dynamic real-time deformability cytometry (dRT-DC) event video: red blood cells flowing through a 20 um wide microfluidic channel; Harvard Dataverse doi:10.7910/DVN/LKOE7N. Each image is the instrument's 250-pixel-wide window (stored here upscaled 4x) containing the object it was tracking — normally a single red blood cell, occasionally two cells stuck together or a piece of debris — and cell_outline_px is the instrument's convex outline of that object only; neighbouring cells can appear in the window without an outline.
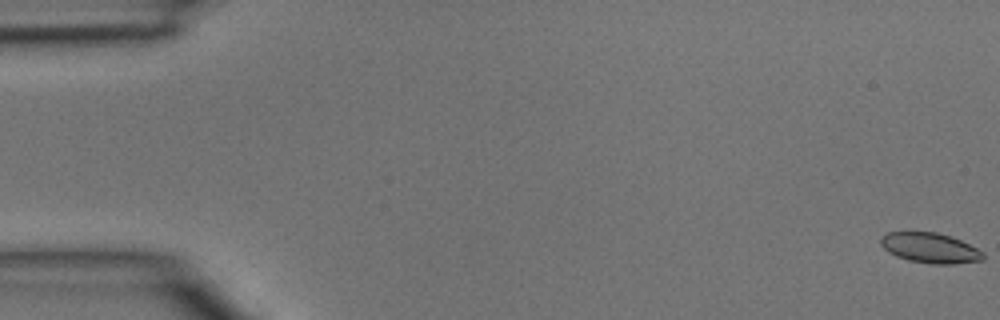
{"species": "common noctule bat (a hibernating species)", "species_latin": "Nyctalus noctula", "temperature_condition": "room temperature", "stored_images_in_passage": 47, "camera_frame_rate_fps": 3000, "um_per_image_px": 0.085, "animal": {"sex": "male", "body_mass_g": 15.6}, "frame": {"image": 1, "passage_image": 1, "time_ms": 0.0, "image_size_px": [1000, 320], "cell_outline_px": [[984, 260], [952, 264], [932, 264], [908, 260], [896, 256], [888, 252], [880, 244], [880, 236], [888, 232], [936, 232], [952, 236], [984, 252]], "centroid_in_image_um": [79.05, 21.07], "position_along_channel_um": 6.0, "area_um2": 18.09}}
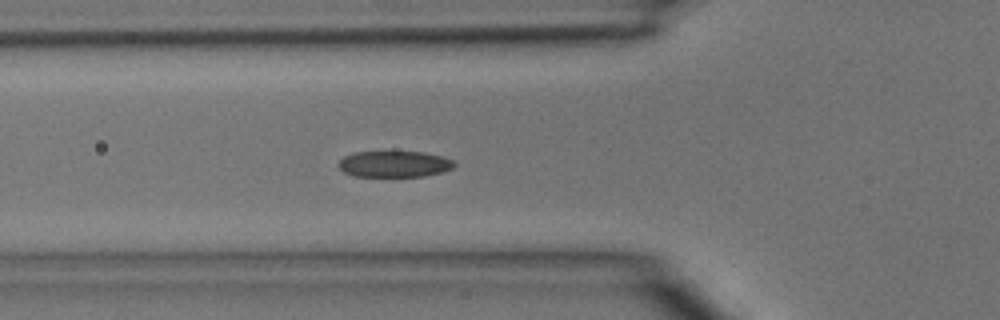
{"frame": {"image": 2, "passage_image": 17, "time_ms": 5.333, "image_size_px": [1000, 320], "cell_outline_px": [[456, 164], [452, 168], [444, 172], [424, 176], [352, 176], [344, 172], [336, 164], [344, 156], [352, 152], [424, 152], [440, 156], [452, 160]], "centroid_in_image_um": [33.49, 13.94], "position_along_channel_um": 92.3, "area_um2": 17.69}}
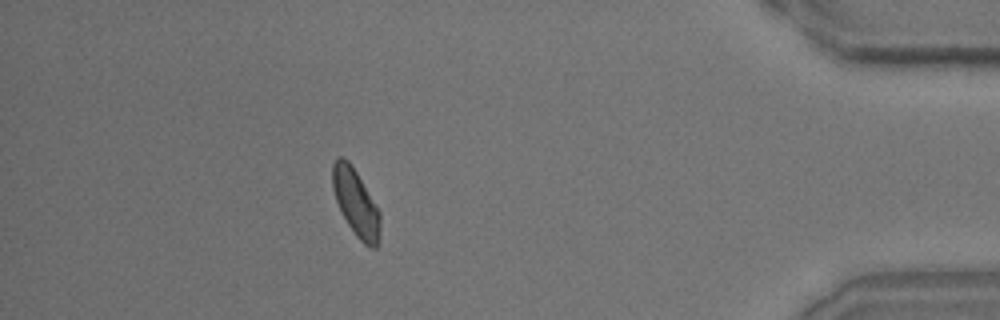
{"frame": {"image": 3, "passage_image": 42, "time_ms": 13.667, "image_size_px": [1000, 320], "cell_outline_px": [[380, 228], [376, 248], [372, 248], [364, 244], [356, 236], [348, 224], [336, 200], [332, 188], [332, 164], [340, 156], [348, 160], [356, 172], [380, 212]], "centroid_in_image_um": [30.24, 17.23], "position_along_channel_um": 405.0, "area_um2": 18.15}}